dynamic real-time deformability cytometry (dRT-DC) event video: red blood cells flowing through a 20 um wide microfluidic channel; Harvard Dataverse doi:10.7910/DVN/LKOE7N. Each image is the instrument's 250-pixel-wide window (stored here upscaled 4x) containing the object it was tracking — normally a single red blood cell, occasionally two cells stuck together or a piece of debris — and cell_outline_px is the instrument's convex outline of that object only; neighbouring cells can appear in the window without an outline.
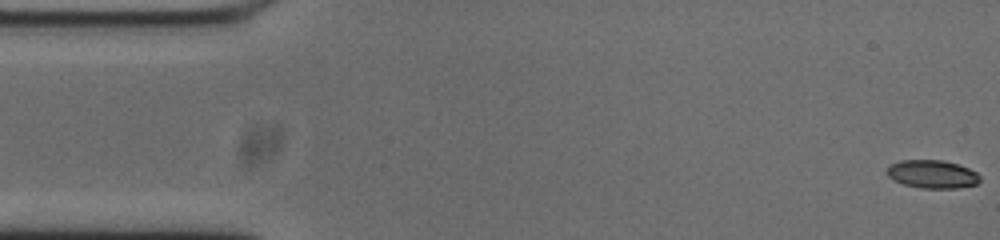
{"species": "common noctule bat (a hibernating species)", "species_latin": "Nyctalus noctula", "temperature_condition": "cold", "stored_images_in_passage": 54, "camera_frame_rate_fps": 3000, "um_per_image_px": 0.085, "animal": {"sex": "male", "body_mass_g": 20.0, "forearm_length_mm": 53.3}, "frame": {"image": 1, "passage_image": 1, "time_ms": 0.0, "image_size_px": [1000, 240], "cell_outline_px": [[980, 180], [976, 184], [956, 188], [920, 188], [904, 184], [888, 176], [888, 164], [900, 160], [944, 160], [968, 168], [976, 172], [980, 176]], "centroid_in_image_um": [79.24, 14.79], "position_along_channel_um": 5.8, "area_um2": 15.14}}
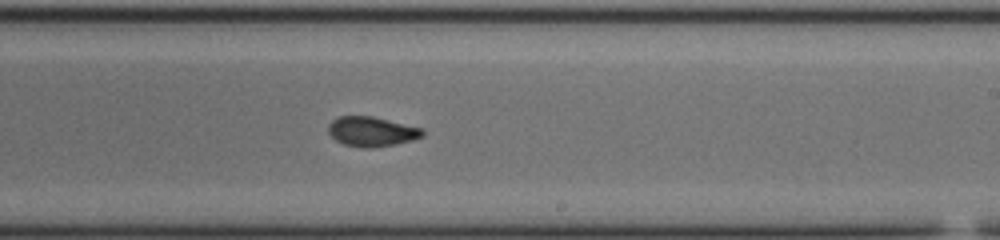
{"frame": {"image": 2, "passage_image": 31, "time_ms": 10.0, "image_size_px": [1000, 240], "cell_outline_px": [[424, 136], [412, 140], [396, 144], [372, 148], [364, 148], [344, 144], [336, 140], [328, 132], [328, 124], [332, 120], [340, 116], [372, 116], [420, 128], [424, 132]], "centroid_in_image_um": [31.57, 11.19], "position_along_channel_um": 257.4, "area_um2": 16.18}}
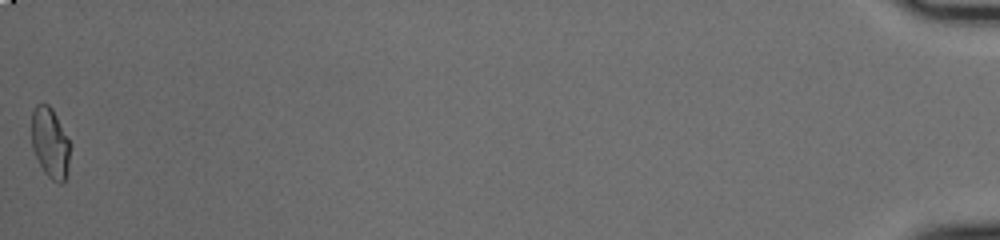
{"frame": {"image": 3, "passage_image": 54, "time_ms": 17.667, "image_size_px": [1000, 240], "cell_outline_px": [[72, 144], [68, 172], [64, 180], [60, 184], [52, 180], [44, 172], [32, 148], [32, 112], [36, 104], [48, 104], [52, 108]], "centroid_in_image_um": [4.3, 12.16], "position_along_channel_um": 430.9, "area_um2": 16.07}, "authors_computed_cell_mechanics": {"area_um2": 16.2996, "velocity_mm_per_s": 3.7377, "shape_relaxation_time_tau1_ms": 7.7012, "shape_relaxation_time_tau2_ms": 1.4849, "deformation_change_tau1": 0.2032, "deformation_change_tau2": 0.0673}}